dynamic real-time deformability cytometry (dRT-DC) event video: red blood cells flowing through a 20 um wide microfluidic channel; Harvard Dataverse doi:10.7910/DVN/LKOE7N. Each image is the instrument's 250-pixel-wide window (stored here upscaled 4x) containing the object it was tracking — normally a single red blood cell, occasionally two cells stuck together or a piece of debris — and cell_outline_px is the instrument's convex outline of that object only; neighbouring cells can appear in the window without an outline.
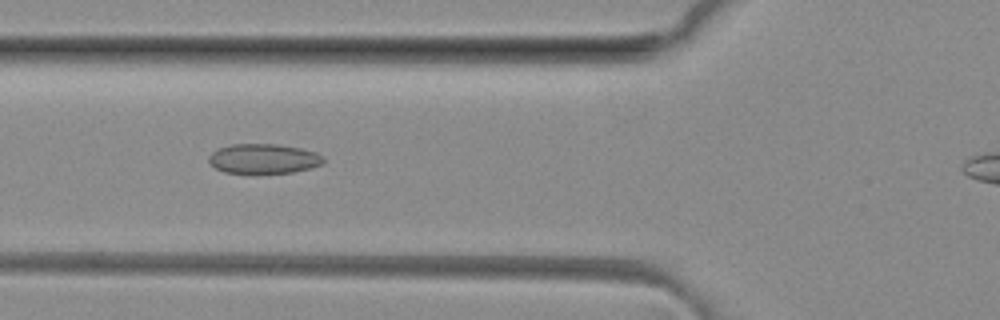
{"species": "common noctule bat (a hibernating species)", "species_latin": "Nyctalus noctula", "temperature_condition": "room temperature", "stored_images_in_passage": 39, "camera_frame_rate_fps": 3000, "um_per_image_px": 0.085, "animal": {"sex": "female", "body_mass_g": 29.2, "forearm_length_mm": 56.3}, "frame": {"image": 1, "passage_image": 13, "time_ms": 4.0, "image_size_px": [1000, 320], "cell_outline_px": [[324, 164], [292, 172], [224, 172], [208, 164], [208, 156], [216, 148], [232, 144], [276, 144], [300, 148], [316, 152], [324, 156]], "centroid_in_image_um": [22.38, 13.47], "position_along_channel_um": 103.4, "area_um2": 19.77}}
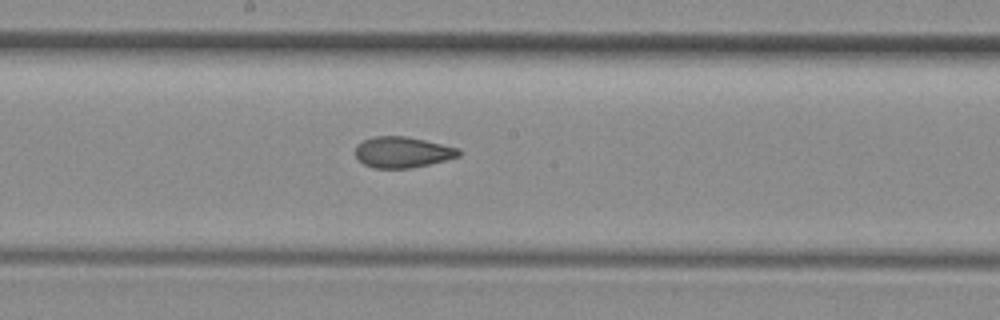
{"frame": {"image": 2, "passage_image": 21, "time_ms": 6.667, "image_size_px": [1000, 320], "cell_outline_px": [[460, 156], [412, 168], [372, 168], [364, 164], [356, 156], [356, 144], [372, 136], [404, 136], [424, 140], [456, 148], [460, 152]], "centroid_in_image_um": [34.16, 12.94], "position_along_channel_um": 214.0, "area_um2": 18.38}}
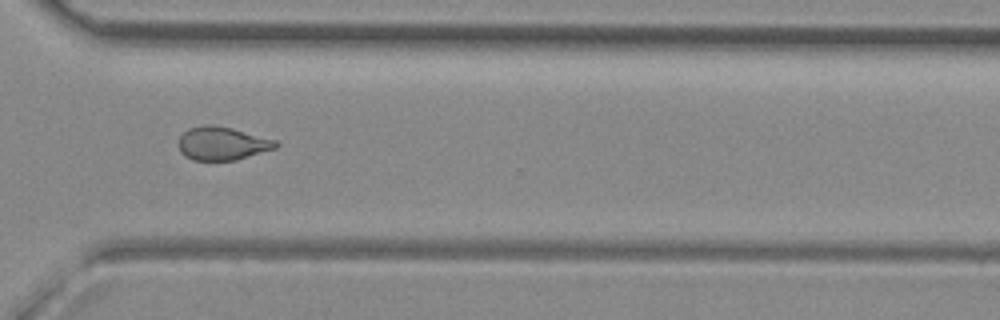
{"frame": {"image": 3, "passage_image": 31, "time_ms": 10.0, "image_size_px": [1000, 320], "cell_outline_px": [[280, 144], [276, 148], [236, 160], [192, 160], [184, 156], [180, 152], [180, 136], [188, 128], [204, 124], [212, 124], [232, 128], [276, 140]], "centroid_in_image_um": [18.89, 12.19], "position_along_channel_um": 351.7, "area_um2": 18.9}, "authors_computed_cell_mechanics": {"area_um2": 19.1318, "velocity_mm_per_s": 4.1387, "shape_relaxation_time_tau1_ms": null, "shape_relaxation_time_tau2_ms": 2.6033, "deformation_change_tau1": null, "deformation_change_tau2": 0.0939}}